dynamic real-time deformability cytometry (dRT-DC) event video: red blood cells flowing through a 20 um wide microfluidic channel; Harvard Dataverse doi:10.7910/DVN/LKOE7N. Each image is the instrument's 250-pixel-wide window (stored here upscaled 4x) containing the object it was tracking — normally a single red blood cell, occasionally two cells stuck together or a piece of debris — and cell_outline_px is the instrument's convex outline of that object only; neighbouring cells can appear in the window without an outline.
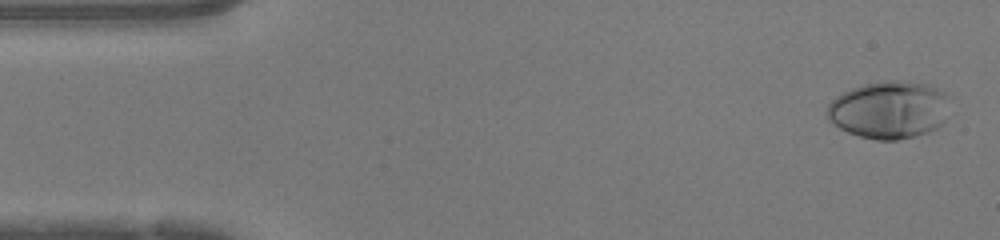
{"species": "human", "species_latin": "Homo sapiens", "temperature_condition": "warm", "stored_images_in_passage": 47, "camera_frame_rate_fps": 3000, "um_per_image_px": 0.085, "donor": {"sex": "female"}, "frame": {"image": 1, "passage_image": 2, "time_ms": 0.333, "image_size_px": [1000, 240], "cell_outline_px": [[944, 120], [936, 128], [928, 132], [916, 136], [896, 140], [876, 140], [860, 136], [848, 132], [840, 128], [828, 120], [828, 104], [836, 96], [852, 88], [864, 84], [884, 80], [900, 80], [928, 84], [944, 92]], "centroid_in_image_um": [75.51, 9.33], "position_along_channel_um": 9.5, "area_um2": 40.58}}
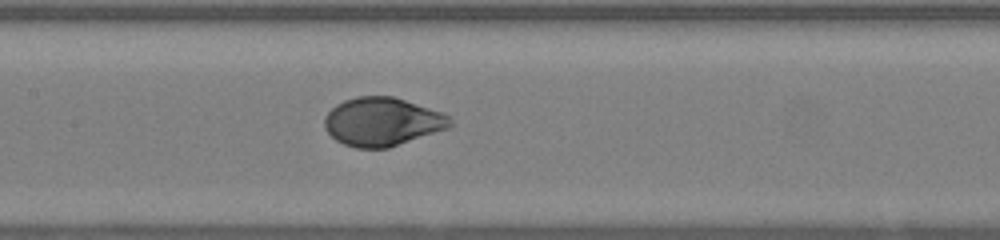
{"frame": {"image": 2, "passage_image": 22, "time_ms": 7.0, "image_size_px": [1000, 240], "cell_outline_px": [[456, 124], [448, 128], [388, 148], [356, 148], [344, 144], [336, 140], [324, 128], [324, 116], [336, 104], [344, 100], [356, 96], [392, 96], [444, 112]], "centroid_in_image_um": [32.5, 10.34], "position_along_channel_um": 174.9, "area_um2": 35.6}}
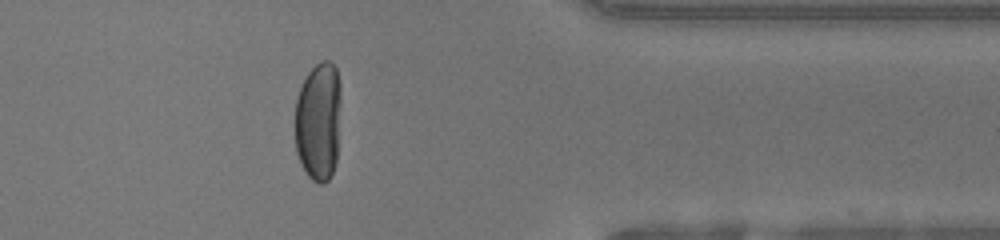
{"frame": {"image": 3, "passage_image": 38, "time_ms": 12.333, "image_size_px": [1000, 240], "cell_outline_px": [[340, 104], [336, 160], [332, 172], [328, 180], [324, 184], [320, 184], [312, 180], [308, 176], [296, 152], [296, 100], [300, 88], [308, 72], [320, 60], [332, 60], [336, 68], [340, 84]], "centroid_in_image_um": [27.08, 10.28], "position_along_channel_um": 384.3, "area_um2": 31.85}, "authors_computed_cell_mechanics": {"area_um2": 36.0672, "velocity_mm_per_s": 4.2741, "shape_relaxation_time_tau1_ms": 3.7819, "shape_relaxation_time_tau2_ms": null, "deformation_change_tau1": 0.2152, "deformation_change_tau2": null}}